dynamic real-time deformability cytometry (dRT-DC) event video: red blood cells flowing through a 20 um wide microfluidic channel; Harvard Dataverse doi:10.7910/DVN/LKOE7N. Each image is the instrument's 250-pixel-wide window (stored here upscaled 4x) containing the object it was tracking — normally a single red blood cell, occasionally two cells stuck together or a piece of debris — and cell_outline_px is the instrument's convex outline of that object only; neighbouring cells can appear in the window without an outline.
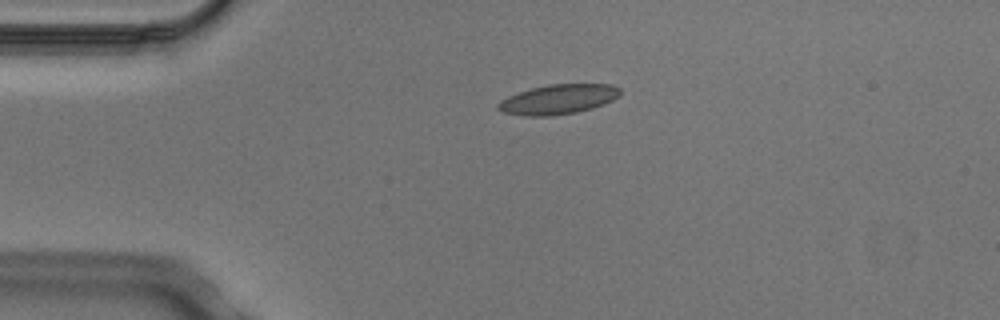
{"species": "Egyptian fruit bat (a non-hibernating species)", "species_latin": "Rousettus aegyptiacus", "temperature_condition": "cold", "stored_images_in_passage": 4, "camera_frame_rate_fps": 3000, "um_per_image_px": 0.085, "animal": {"sex": "male"}, "frame": {"image": 1, "passage_image": 3, "time_ms": 0.667, "image_size_px": [1000, 320], "cell_outline_px": [[620, 96], [604, 104], [592, 108], [576, 112], [552, 116], [524, 116], [504, 112], [496, 108], [496, 104], [500, 100], [508, 96], [532, 88], [548, 84], [612, 84], [620, 88]], "centroid_in_image_um": [47.45, 8.44], "position_along_channel_um": 37.6, "area_um2": 21.21}}